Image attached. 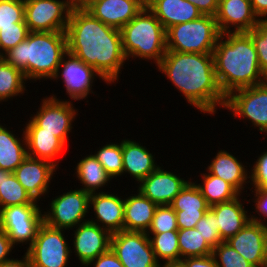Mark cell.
<instances>
[{
  "instance_id": "52",
  "label": "cell",
  "mask_w": 267,
  "mask_h": 267,
  "mask_svg": "<svg viewBox=\"0 0 267 267\" xmlns=\"http://www.w3.org/2000/svg\"><path fill=\"white\" fill-rule=\"evenodd\" d=\"M95 0H68L72 9H85Z\"/></svg>"
},
{
  "instance_id": "23",
  "label": "cell",
  "mask_w": 267,
  "mask_h": 267,
  "mask_svg": "<svg viewBox=\"0 0 267 267\" xmlns=\"http://www.w3.org/2000/svg\"><path fill=\"white\" fill-rule=\"evenodd\" d=\"M122 162L123 174H130L138 184L159 167L145 146L130 139L122 140Z\"/></svg>"
},
{
  "instance_id": "35",
  "label": "cell",
  "mask_w": 267,
  "mask_h": 267,
  "mask_svg": "<svg viewBox=\"0 0 267 267\" xmlns=\"http://www.w3.org/2000/svg\"><path fill=\"white\" fill-rule=\"evenodd\" d=\"M170 206L175 211L184 212H207L210 208L197 184L191 181L173 199Z\"/></svg>"
},
{
  "instance_id": "45",
  "label": "cell",
  "mask_w": 267,
  "mask_h": 267,
  "mask_svg": "<svg viewBox=\"0 0 267 267\" xmlns=\"http://www.w3.org/2000/svg\"><path fill=\"white\" fill-rule=\"evenodd\" d=\"M89 265H93V267H124L111 249L89 262L85 267Z\"/></svg>"
},
{
  "instance_id": "34",
  "label": "cell",
  "mask_w": 267,
  "mask_h": 267,
  "mask_svg": "<svg viewBox=\"0 0 267 267\" xmlns=\"http://www.w3.org/2000/svg\"><path fill=\"white\" fill-rule=\"evenodd\" d=\"M178 244L180 260L187 257L208 256L213 250L196 228L179 229Z\"/></svg>"
},
{
  "instance_id": "47",
  "label": "cell",
  "mask_w": 267,
  "mask_h": 267,
  "mask_svg": "<svg viewBox=\"0 0 267 267\" xmlns=\"http://www.w3.org/2000/svg\"><path fill=\"white\" fill-rule=\"evenodd\" d=\"M180 261L185 267H218L212 254L208 256L187 257Z\"/></svg>"
},
{
  "instance_id": "11",
  "label": "cell",
  "mask_w": 267,
  "mask_h": 267,
  "mask_svg": "<svg viewBox=\"0 0 267 267\" xmlns=\"http://www.w3.org/2000/svg\"><path fill=\"white\" fill-rule=\"evenodd\" d=\"M71 10L68 0H24L30 32H66Z\"/></svg>"
},
{
  "instance_id": "21",
  "label": "cell",
  "mask_w": 267,
  "mask_h": 267,
  "mask_svg": "<svg viewBox=\"0 0 267 267\" xmlns=\"http://www.w3.org/2000/svg\"><path fill=\"white\" fill-rule=\"evenodd\" d=\"M142 8L136 0H95L85 10L107 26L120 30Z\"/></svg>"
},
{
  "instance_id": "16",
  "label": "cell",
  "mask_w": 267,
  "mask_h": 267,
  "mask_svg": "<svg viewBox=\"0 0 267 267\" xmlns=\"http://www.w3.org/2000/svg\"><path fill=\"white\" fill-rule=\"evenodd\" d=\"M77 228V229H76ZM73 250L84 267L110 249L111 233L90 221L75 227Z\"/></svg>"
},
{
  "instance_id": "2",
  "label": "cell",
  "mask_w": 267,
  "mask_h": 267,
  "mask_svg": "<svg viewBox=\"0 0 267 267\" xmlns=\"http://www.w3.org/2000/svg\"><path fill=\"white\" fill-rule=\"evenodd\" d=\"M157 68L201 113L213 115L217 106L225 107L226 97L216 79L213 53L166 51Z\"/></svg>"
},
{
  "instance_id": "55",
  "label": "cell",
  "mask_w": 267,
  "mask_h": 267,
  "mask_svg": "<svg viewBox=\"0 0 267 267\" xmlns=\"http://www.w3.org/2000/svg\"><path fill=\"white\" fill-rule=\"evenodd\" d=\"M7 170L5 169H0V188L1 185L3 184V174L6 172Z\"/></svg>"
},
{
  "instance_id": "39",
  "label": "cell",
  "mask_w": 267,
  "mask_h": 267,
  "mask_svg": "<svg viewBox=\"0 0 267 267\" xmlns=\"http://www.w3.org/2000/svg\"><path fill=\"white\" fill-rule=\"evenodd\" d=\"M29 32L25 22L14 23V26L1 27L0 56L2 57L7 51L25 40Z\"/></svg>"
},
{
  "instance_id": "10",
  "label": "cell",
  "mask_w": 267,
  "mask_h": 267,
  "mask_svg": "<svg viewBox=\"0 0 267 267\" xmlns=\"http://www.w3.org/2000/svg\"><path fill=\"white\" fill-rule=\"evenodd\" d=\"M90 194L82 189L70 190L52 199L50 211L43 212L44 223L56 229H74L87 222ZM82 222V223H81Z\"/></svg>"
},
{
  "instance_id": "48",
  "label": "cell",
  "mask_w": 267,
  "mask_h": 267,
  "mask_svg": "<svg viewBox=\"0 0 267 267\" xmlns=\"http://www.w3.org/2000/svg\"><path fill=\"white\" fill-rule=\"evenodd\" d=\"M195 5L202 15L216 16L219 0H187Z\"/></svg>"
},
{
  "instance_id": "50",
  "label": "cell",
  "mask_w": 267,
  "mask_h": 267,
  "mask_svg": "<svg viewBox=\"0 0 267 267\" xmlns=\"http://www.w3.org/2000/svg\"><path fill=\"white\" fill-rule=\"evenodd\" d=\"M250 2L258 19L267 21V0H250Z\"/></svg>"
},
{
  "instance_id": "4",
  "label": "cell",
  "mask_w": 267,
  "mask_h": 267,
  "mask_svg": "<svg viewBox=\"0 0 267 267\" xmlns=\"http://www.w3.org/2000/svg\"><path fill=\"white\" fill-rule=\"evenodd\" d=\"M68 52L66 32H29L2 57L21 70L26 80L52 79Z\"/></svg>"
},
{
  "instance_id": "8",
  "label": "cell",
  "mask_w": 267,
  "mask_h": 267,
  "mask_svg": "<svg viewBox=\"0 0 267 267\" xmlns=\"http://www.w3.org/2000/svg\"><path fill=\"white\" fill-rule=\"evenodd\" d=\"M65 229L52 228L43 223L33 244L27 248L32 267H67L71 247L64 237Z\"/></svg>"
},
{
  "instance_id": "5",
  "label": "cell",
  "mask_w": 267,
  "mask_h": 267,
  "mask_svg": "<svg viewBox=\"0 0 267 267\" xmlns=\"http://www.w3.org/2000/svg\"><path fill=\"white\" fill-rule=\"evenodd\" d=\"M120 32L127 60L129 57L148 59L157 66L167 51L166 30L147 7H143Z\"/></svg>"
},
{
  "instance_id": "33",
  "label": "cell",
  "mask_w": 267,
  "mask_h": 267,
  "mask_svg": "<svg viewBox=\"0 0 267 267\" xmlns=\"http://www.w3.org/2000/svg\"><path fill=\"white\" fill-rule=\"evenodd\" d=\"M37 203L30 197L11 171H6L3 174V184L0 188V210L13 205Z\"/></svg>"
},
{
  "instance_id": "49",
  "label": "cell",
  "mask_w": 267,
  "mask_h": 267,
  "mask_svg": "<svg viewBox=\"0 0 267 267\" xmlns=\"http://www.w3.org/2000/svg\"><path fill=\"white\" fill-rule=\"evenodd\" d=\"M14 247L15 246L10 241L6 232L0 229V265L5 261L10 260V257L8 258L7 256L11 254L10 252H12Z\"/></svg>"
},
{
  "instance_id": "42",
  "label": "cell",
  "mask_w": 267,
  "mask_h": 267,
  "mask_svg": "<svg viewBox=\"0 0 267 267\" xmlns=\"http://www.w3.org/2000/svg\"><path fill=\"white\" fill-rule=\"evenodd\" d=\"M195 228L212 248H215L219 243L223 242L216 223V216L210 208L198 221Z\"/></svg>"
},
{
  "instance_id": "17",
  "label": "cell",
  "mask_w": 267,
  "mask_h": 267,
  "mask_svg": "<svg viewBox=\"0 0 267 267\" xmlns=\"http://www.w3.org/2000/svg\"><path fill=\"white\" fill-rule=\"evenodd\" d=\"M57 167L51 162L27 156L13 174L34 201L48 194Z\"/></svg>"
},
{
  "instance_id": "28",
  "label": "cell",
  "mask_w": 267,
  "mask_h": 267,
  "mask_svg": "<svg viewBox=\"0 0 267 267\" xmlns=\"http://www.w3.org/2000/svg\"><path fill=\"white\" fill-rule=\"evenodd\" d=\"M22 135L23 140L21 141L12 131L0 124V169L13 173L27 157L24 129Z\"/></svg>"
},
{
  "instance_id": "38",
  "label": "cell",
  "mask_w": 267,
  "mask_h": 267,
  "mask_svg": "<svg viewBox=\"0 0 267 267\" xmlns=\"http://www.w3.org/2000/svg\"><path fill=\"white\" fill-rule=\"evenodd\" d=\"M171 230H179L175 210L170 205H158L146 233H163Z\"/></svg>"
},
{
  "instance_id": "18",
  "label": "cell",
  "mask_w": 267,
  "mask_h": 267,
  "mask_svg": "<svg viewBox=\"0 0 267 267\" xmlns=\"http://www.w3.org/2000/svg\"><path fill=\"white\" fill-rule=\"evenodd\" d=\"M215 19L221 34L247 32L260 22L250 0H219ZM230 27H234V30Z\"/></svg>"
},
{
  "instance_id": "32",
  "label": "cell",
  "mask_w": 267,
  "mask_h": 267,
  "mask_svg": "<svg viewBox=\"0 0 267 267\" xmlns=\"http://www.w3.org/2000/svg\"><path fill=\"white\" fill-rule=\"evenodd\" d=\"M146 234L149 236L155 258L159 264H161L159 259H163V263L180 261L178 230Z\"/></svg>"
},
{
  "instance_id": "31",
  "label": "cell",
  "mask_w": 267,
  "mask_h": 267,
  "mask_svg": "<svg viewBox=\"0 0 267 267\" xmlns=\"http://www.w3.org/2000/svg\"><path fill=\"white\" fill-rule=\"evenodd\" d=\"M24 81L27 80L23 72L0 57V102L25 93Z\"/></svg>"
},
{
  "instance_id": "19",
  "label": "cell",
  "mask_w": 267,
  "mask_h": 267,
  "mask_svg": "<svg viewBox=\"0 0 267 267\" xmlns=\"http://www.w3.org/2000/svg\"><path fill=\"white\" fill-rule=\"evenodd\" d=\"M188 182L159 166L140 182L138 190L157 205H170Z\"/></svg>"
},
{
  "instance_id": "44",
  "label": "cell",
  "mask_w": 267,
  "mask_h": 267,
  "mask_svg": "<svg viewBox=\"0 0 267 267\" xmlns=\"http://www.w3.org/2000/svg\"><path fill=\"white\" fill-rule=\"evenodd\" d=\"M177 225L179 229L195 228L198 221L205 215L206 212H184L175 211Z\"/></svg>"
},
{
  "instance_id": "29",
  "label": "cell",
  "mask_w": 267,
  "mask_h": 267,
  "mask_svg": "<svg viewBox=\"0 0 267 267\" xmlns=\"http://www.w3.org/2000/svg\"><path fill=\"white\" fill-rule=\"evenodd\" d=\"M75 170V175L83 185L81 189L89 194L96 193L112 179L93 154L82 158Z\"/></svg>"
},
{
  "instance_id": "14",
  "label": "cell",
  "mask_w": 267,
  "mask_h": 267,
  "mask_svg": "<svg viewBox=\"0 0 267 267\" xmlns=\"http://www.w3.org/2000/svg\"><path fill=\"white\" fill-rule=\"evenodd\" d=\"M250 216V221L226 242L254 267H267L266 219Z\"/></svg>"
},
{
  "instance_id": "12",
  "label": "cell",
  "mask_w": 267,
  "mask_h": 267,
  "mask_svg": "<svg viewBox=\"0 0 267 267\" xmlns=\"http://www.w3.org/2000/svg\"><path fill=\"white\" fill-rule=\"evenodd\" d=\"M110 249L124 267L160 266L146 232L122 230L112 233Z\"/></svg>"
},
{
  "instance_id": "41",
  "label": "cell",
  "mask_w": 267,
  "mask_h": 267,
  "mask_svg": "<svg viewBox=\"0 0 267 267\" xmlns=\"http://www.w3.org/2000/svg\"><path fill=\"white\" fill-rule=\"evenodd\" d=\"M25 22L24 0H0V29Z\"/></svg>"
},
{
  "instance_id": "40",
  "label": "cell",
  "mask_w": 267,
  "mask_h": 267,
  "mask_svg": "<svg viewBox=\"0 0 267 267\" xmlns=\"http://www.w3.org/2000/svg\"><path fill=\"white\" fill-rule=\"evenodd\" d=\"M258 54L259 66L267 80V21H260L253 29L247 31Z\"/></svg>"
},
{
  "instance_id": "24",
  "label": "cell",
  "mask_w": 267,
  "mask_h": 267,
  "mask_svg": "<svg viewBox=\"0 0 267 267\" xmlns=\"http://www.w3.org/2000/svg\"><path fill=\"white\" fill-rule=\"evenodd\" d=\"M216 216L221 240L227 241L236 235L249 221L250 215L245 210L240 197L210 207Z\"/></svg>"
},
{
  "instance_id": "27",
  "label": "cell",
  "mask_w": 267,
  "mask_h": 267,
  "mask_svg": "<svg viewBox=\"0 0 267 267\" xmlns=\"http://www.w3.org/2000/svg\"><path fill=\"white\" fill-rule=\"evenodd\" d=\"M24 134L26 138L27 156L49 161L58 168L59 163L55 159L66 148L64 147L65 144L54 133L24 132Z\"/></svg>"
},
{
  "instance_id": "46",
  "label": "cell",
  "mask_w": 267,
  "mask_h": 267,
  "mask_svg": "<svg viewBox=\"0 0 267 267\" xmlns=\"http://www.w3.org/2000/svg\"><path fill=\"white\" fill-rule=\"evenodd\" d=\"M254 194L255 212L262 218H267V189L255 188ZM260 213V214H259Z\"/></svg>"
},
{
  "instance_id": "36",
  "label": "cell",
  "mask_w": 267,
  "mask_h": 267,
  "mask_svg": "<svg viewBox=\"0 0 267 267\" xmlns=\"http://www.w3.org/2000/svg\"><path fill=\"white\" fill-rule=\"evenodd\" d=\"M94 157L100 162L111 178L123 175L122 162V141L118 143H110L102 146V148L94 153Z\"/></svg>"
},
{
  "instance_id": "9",
  "label": "cell",
  "mask_w": 267,
  "mask_h": 267,
  "mask_svg": "<svg viewBox=\"0 0 267 267\" xmlns=\"http://www.w3.org/2000/svg\"><path fill=\"white\" fill-rule=\"evenodd\" d=\"M38 204L13 205L0 210V229L13 245L33 244L39 227L44 223Z\"/></svg>"
},
{
  "instance_id": "7",
  "label": "cell",
  "mask_w": 267,
  "mask_h": 267,
  "mask_svg": "<svg viewBox=\"0 0 267 267\" xmlns=\"http://www.w3.org/2000/svg\"><path fill=\"white\" fill-rule=\"evenodd\" d=\"M43 98L39 110L30 117L24 132L54 133L65 145L77 115L71 101L57 99V96Z\"/></svg>"
},
{
  "instance_id": "54",
  "label": "cell",
  "mask_w": 267,
  "mask_h": 267,
  "mask_svg": "<svg viewBox=\"0 0 267 267\" xmlns=\"http://www.w3.org/2000/svg\"><path fill=\"white\" fill-rule=\"evenodd\" d=\"M139 2L143 7H148V5L151 3V0H136Z\"/></svg>"
},
{
  "instance_id": "51",
  "label": "cell",
  "mask_w": 267,
  "mask_h": 267,
  "mask_svg": "<svg viewBox=\"0 0 267 267\" xmlns=\"http://www.w3.org/2000/svg\"><path fill=\"white\" fill-rule=\"evenodd\" d=\"M23 258V259H22ZM21 258V260L17 259H10L3 262L0 267H32L31 261L27 253Z\"/></svg>"
},
{
  "instance_id": "15",
  "label": "cell",
  "mask_w": 267,
  "mask_h": 267,
  "mask_svg": "<svg viewBox=\"0 0 267 267\" xmlns=\"http://www.w3.org/2000/svg\"><path fill=\"white\" fill-rule=\"evenodd\" d=\"M68 59V60H67ZM62 68V69H61ZM61 69V74H60ZM104 80L108 85L109 83L92 67L84 63L75 55L67 52L52 80L62 78L66 92L72 100L86 99L92 93V84L96 77Z\"/></svg>"
},
{
  "instance_id": "3",
  "label": "cell",
  "mask_w": 267,
  "mask_h": 267,
  "mask_svg": "<svg viewBox=\"0 0 267 267\" xmlns=\"http://www.w3.org/2000/svg\"><path fill=\"white\" fill-rule=\"evenodd\" d=\"M213 57L216 79L225 97L266 81L254 43L247 32L221 34Z\"/></svg>"
},
{
  "instance_id": "25",
  "label": "cell",
  "mask_w": 267,
  "mask_h": 267,
  "mask_svg": "<svg viewBox=\"0 0 267 267\" xmlns=\"http://www.w3.org/2000/svg\"><path fill=\"white\" fill-rule=\"evenodd\" d=\"M246 165L227 151L219 150L212 159L210 165L207 166V171L231 184L240 194L244 191L245 184L250 183ZM248 180V181H247Z\"/></svg>"
},
{
  "instance_id": "13",
  "label": "cell",
  "mask_w": 267,
  "mask_h": 267,
  "mask_svg": "<svg viewBox=\"0 0 267 267\" xmlns=\"http://www.w3.org/2000/svg\"><path fill=\"white\" fill-rule=\"evenodd\" d=\"M224 108L232 111L233 117L251 121L260 133H267V80L232 92Z\"/></svg>"
},
{
  "instance_id": "20",
  "label": "cell",
  "mask_w": 267,
  "mask_h": 267,
  "mask_svg": "<svg viewBox=\"0 0 267 267\" xmlns=\"http://www.w3.org/2000/svg\"><path fill=\"white\" fill-rule=\"evenodd\" d=\"M121 197L103 191L90 194L89 206H93L96 219L89 218L88 221L108 230L111 234L124 230V199Z\"/></svg>"
},
{
  "instance_id": "1",
  "label": "cell",
  "mask_w": 267,
  "mask_h": 267,
  "mask_svg": "<svg viewBox=\"0 0 267 267\" xmlns=\"http://www.w3.org/2000/svg\"><path fill=\"white\" fill-rule=\"evenodd\" d=\"M68 52L92 66L109 84L118 81L127 60L121 32L85 9H72L66 29Z\"/></svg>"
},
{
  "instance_id": "30",
  "label": "cell",
  "mask_w": 267,
  "mask_h": 267,
  "mask_svg": "<svg viewBox=\"0 0 267 267\" xmlns=\"http://www.w3.org/2000/svg\"><path fill=\"white\" fill-rule=\"evenodd\" d=\"M201 175L202 176L200 177L203 181V185L201 183L198 184L196 181L195 183L210 207L241 196V194L231 184L210 174L208 171L207 173H203Z\"/></svg>"
},
{
  "instance_id": "43",
  "label": "cell",
  "mask_w": 267,
  "mask_h": 267,
  "mask_svg": "<svg viewBox=\"0 0 267 267\" xmlns=\"http://www.w3.org/2000/svg\"><path fill=\"white\" fill-rule=\"evenodd\" d=\"M262 153L250 169V184L254 188L267 189V151Z\"/></svg>"
},
{
  "instance_id": "22",
  "label": "cell",
  "mask_w": 267,
  "mask_h": 267,
  "mask_svg": "<svg viewBox=\"0 0 267 267\" xmlns=\"http://www.w3.org/2000/svg\"><path fill=\"white\" fill-rule=\"evenodd\" d=\"M164 29L199 19L202 13L187 0H151L147 7Z\"/></svg>"
},
{
  "instance_id": "53",
  "label": "cell",
  "mask_w": 267,
  "mask_h": 267,
  "mask_svg": "<svg viewBox=\"0 0 267 267\" xmlns=\"http://www.w3.org/2000/svg\"><path fill=\"white\" fill-rule=\"evenodd\" d=\"M159 267H185V265L181 261H178L164 263L163 265L161 264Z\"/></svg>"
},
{
  "instance_id": "6",
  "label": "cell",
  "mask_w": 267,
  "mask_h": 267,
  "mask_svg": "<svg viewBox=\"0 0 267 267\" xmlns=\"http://www.w3.org/2000/svg\"><path fill=\"white\" fill-rule=\"evenodd\" d=\"M220 36L215 17L202 15L197 20L168 28L166 48L183 53H213Z\"/></svg>"
},
{
  "instance_id": "26",
  "label": "cell",
  "mask_w": 267,
  "mask_h": 267,
  "mask_svg": "<svg viewBox=\"0 0 267 267\" xmlns=\"http://www.w3.org/2000/svg\"><path fill=\"white\" fill-rule=\"evenodd\" d=\"M137 191L124 199V230L147 232L158 205Z\"/></svg>"
},
{
  "instance_id": "37",
  "label": "cell",
  "mask_w": 267,
  "mask_h": 267,
  "mask_svg": "<svg viewBox=\"0 0 267 267\" xmlns=\"http://www.w3.org/2000/svg\"><path fill=\"white\" fill-rule=\"evenodd\" d=\"M212 256L218 267H254L226 241L213 248Z\"/></svg>"
}]
</instances>
